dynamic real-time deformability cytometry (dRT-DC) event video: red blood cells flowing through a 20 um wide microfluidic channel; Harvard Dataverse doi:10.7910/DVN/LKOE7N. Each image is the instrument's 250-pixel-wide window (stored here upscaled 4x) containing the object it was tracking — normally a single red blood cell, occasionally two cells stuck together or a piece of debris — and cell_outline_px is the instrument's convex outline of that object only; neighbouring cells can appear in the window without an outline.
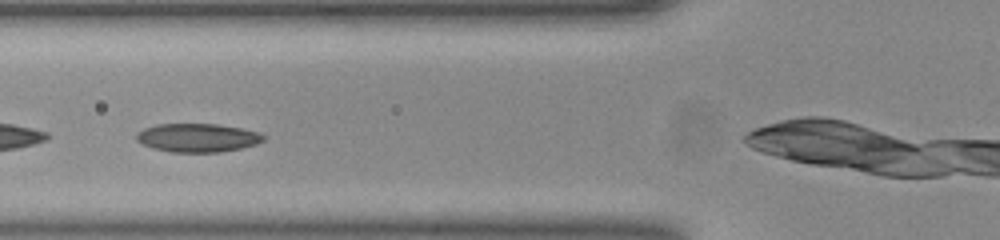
{"species": "common noctule bat (a hibernating species)", "species_latin": "Nyctalus noctula", "temperature_condition": "room temperature", "stored_images_in_passage": 39, "camera_frame_rate_fps": 3000, "um_per_image_px": 0.085, "animal": {"sex": "female", "body_mass_g": 23.0, "forearm_length_mm": 53.4}, "frame": {"image": 1, "passage_image": 6, "time_ms": 1.667, "image_size_px": [1000, 240], "cell_outline_px": [[264, 140], [256, 144], [240, 148], [220, 152], [172, 152], [156, 148], [144, 144], [136, 140], [136, 132], [144, 128], [156, 124], [216, 124], [240, 128], [256, 132], [264, 136]], "centroid_in_image_um": [16.76, 11.7], "position_along_channel_um": 109.0, "area_um2": 20.87}}
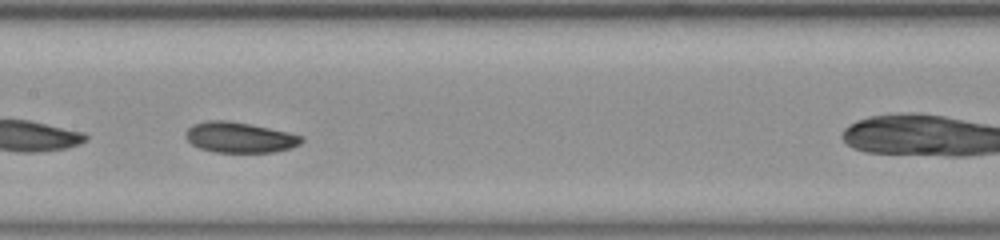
{"frame": {"image": 2, "passage_image": 12, "time_ms": 3.667, "image_size_px": [1000, 240], "cell_outline_px": [[304, 140], [300, 144], [292, 148], [272, 152], [216, 152], [200, 148], [192, 144], [184, 136], [184, 132], [192, 124], [204, 120], [228, 120], [288, 132], [304, 136]], "centroid_in_image_um": [20.35, 11.67], "position_along_channel_um": 187.0, "area_um2": 20.69}, "authors_computed_cell_mechanics": {"area_um2": 20.4034, "velocity_mm_per_s": 3.9017, "shape_relaxation_time_tau1_ms": 9.4145, "shape_relaxation_time_tau2_ms": 2.5907, "deformation_change_tau1": 0.1676, "deformation_change_tau2": 0.0708}}